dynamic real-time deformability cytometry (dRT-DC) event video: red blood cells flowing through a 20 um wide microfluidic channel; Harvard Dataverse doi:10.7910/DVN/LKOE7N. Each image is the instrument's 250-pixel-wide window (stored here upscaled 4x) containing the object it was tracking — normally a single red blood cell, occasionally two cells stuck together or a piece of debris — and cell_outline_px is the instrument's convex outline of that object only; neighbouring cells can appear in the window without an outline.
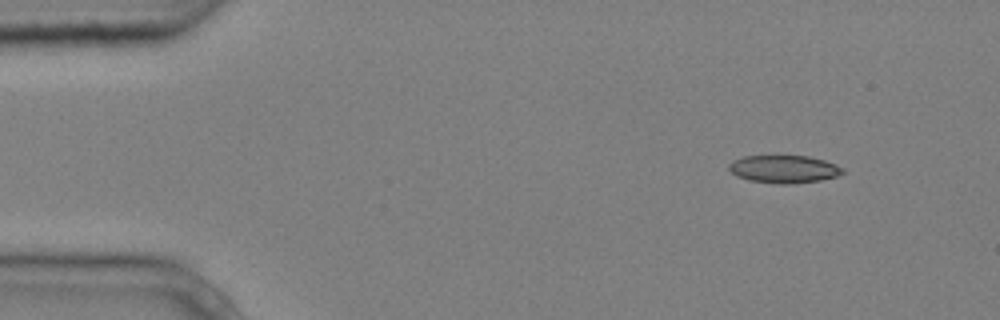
{"species": "common noctule bat (a hibernating species)", "species_latin": "Nyctalus noctula", "temperature_condition": "cold", "stored_images_in_passage": 6, "camera_frame_rate_fps": 3000, "um_per_image_px": 0.085, "animal": {"sex": "male", "body_mass_g": 20.4}, "frame": {"image": 1, "passage_image": 1, "time_ms": 0.0, "image_size_px": [1000, 320], "cell_outline_px": [[844, 172], [836, 176], [820, 180], [792, 184], [780, 184], [748, 180], [736, 176], [728, 168], [728, 164], [744, 156], [808, 156], [824, 160], [836, 164], [844, 168]], "centroid_in_image_um": [66.65, 14.38], "position_along_channel_um": 18.4, "area_um2": 18.32}}
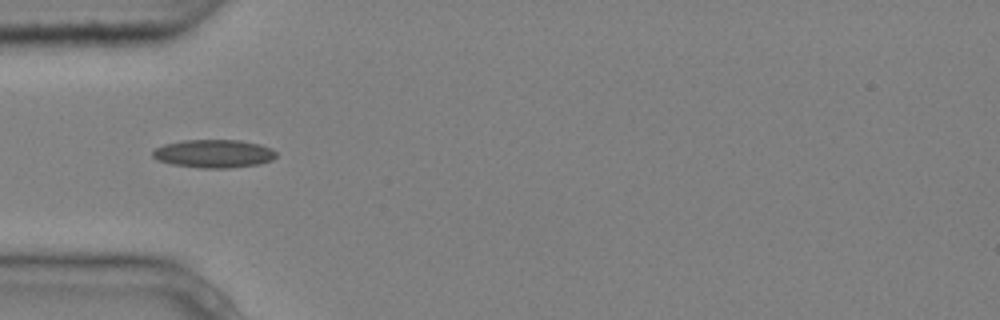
{"frame": {"image": 2, "passage_image": 4, "time_ms": 1.0, "image_size_px": [1000, 320], "cell_outline_px": [[276, 156], [272, 160], [260, 164], [228, 168], [200, 168], [172, 164], [156, 160], [152, 156], [152, 152], [156, 148], [164, 144], [184, 140], [240, 140], [260, 144], [272, 148], [276, 152]], "centroid_in_image_um": [18.18, 13.06], "position_along_channel_um": 66.8, "area_um2": 20.4}}
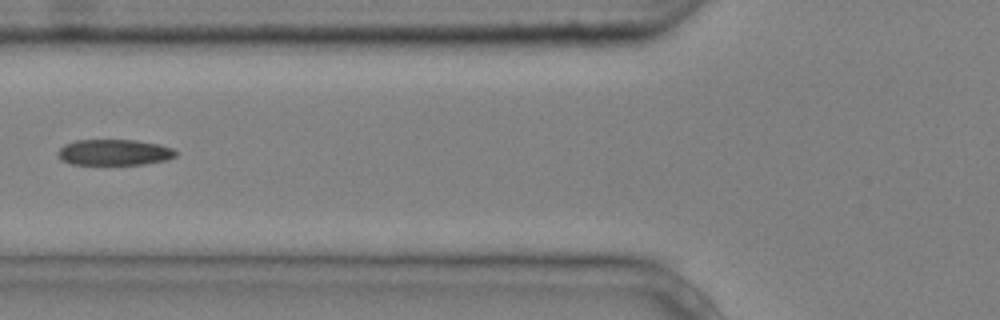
{"frame": {"image": 3, "passage_image": 5, "time_ms": 1.333, "image_size_px": [1000, 320], "cell_outline_px": [[176, 156], [168, 160], [144, 164], [72, 164], [60, 160], [56, 152], [64, 144], [76, 140], [136, 140], [160, 144], [172, 148], [176, 152]], "centroid_in_image_um": [9.7, 12.95], "position_along_channel_um": 116.1, "area_um2": 17.92}}